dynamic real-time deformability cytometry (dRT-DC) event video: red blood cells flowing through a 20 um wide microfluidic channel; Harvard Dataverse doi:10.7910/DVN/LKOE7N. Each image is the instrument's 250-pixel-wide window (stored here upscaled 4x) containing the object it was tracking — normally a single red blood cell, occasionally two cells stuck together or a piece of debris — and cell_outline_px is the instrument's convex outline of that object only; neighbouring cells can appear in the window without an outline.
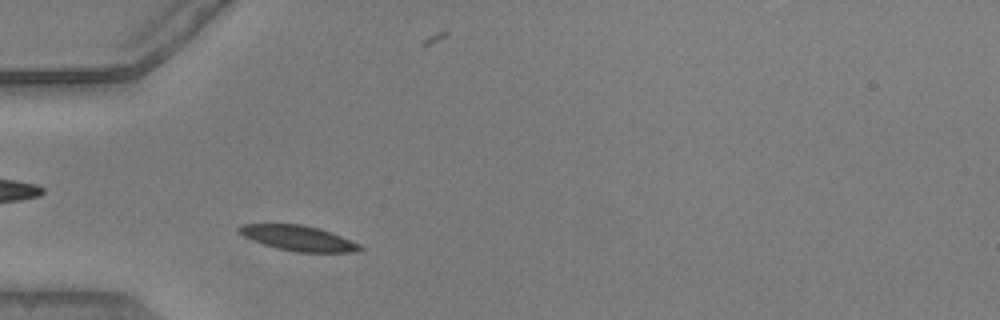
{"species": "common noctule bat (a hibernating species)", "species_latin": "Nyctalus noctula", "temperature_condition": "warm", "stored_images_in_passage": 41, "camera_frame_rate_fps": 3000, "um_per_image_px": 0.085, "animal": {"sex": "male", "body_mass_g": 20.5, "forearm_length_mm": 52.5}, "frame": {"image": 1, "passage_image": 4, "time_ms": 1.0, "image_size_px": [1000, 320], "cell_outline_px": [[364, 248], [360, 252], [296, 252], [276, 248], [264, 244], [244, 236], [236, 232], [236, 228], [240, 224], [300, 224], [320, 228], [332, 232], [360, 244]], "centroid_in_image_um": [25.37, 20.24], "position_along_channel_um": 59.6, "area_um2": 17.92}}
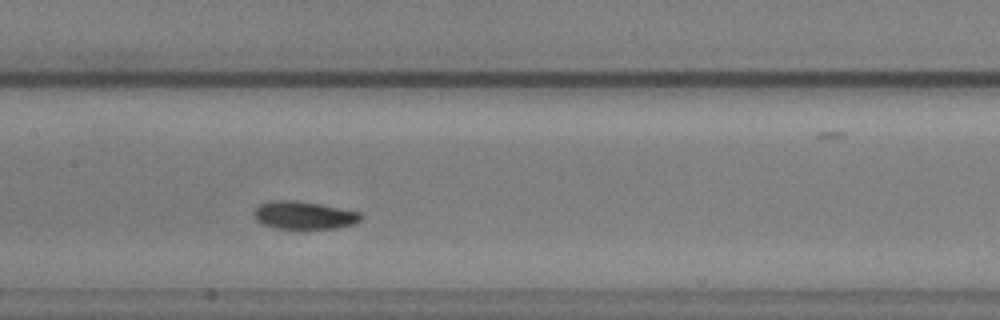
{"frame": {"image": 2, "passage_image": 14, "time_ms": 4.333, "image_size_px": [1000, 320], "cell_outline_px": [[364, 216], [360, 220], [352, 224], [336, 228], [276, 228], [260, 224], [256, 220], [252, 212], [260, 204], [272, 200], [292, 200], [320, 204], [360, 212]], "centroid_in_image_um": [25.8, 18.29], "position_along_channel_um": 181.6, "area_um2": 17.28}}
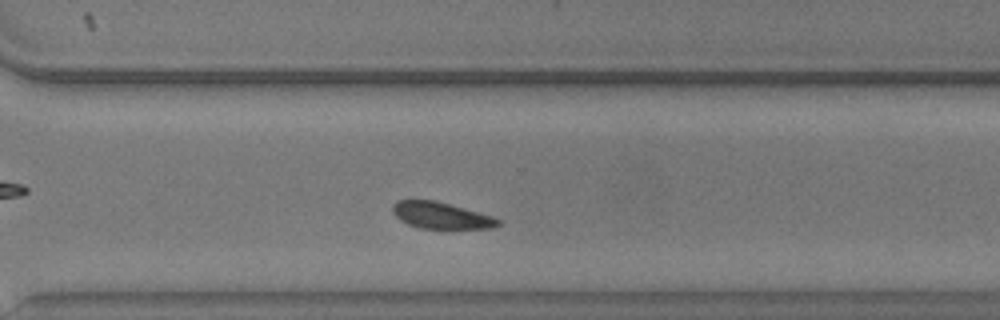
{"frame": {"image": 3, "passage_image": 26, "time_ms": 8.333, "image_size_px": [1000, 320], "cell_outline_px": [[500, 224], [492, 228], [420, 228], [408, 224], [400, 220], [392, 212], [392, 208], [396, 200], [436, 200], [492, 216], [500, 220]], "centroid_in_image_um": [37.46, 18.3], "position_along_channel_um": 333.1, "area_um2": 16.13}}